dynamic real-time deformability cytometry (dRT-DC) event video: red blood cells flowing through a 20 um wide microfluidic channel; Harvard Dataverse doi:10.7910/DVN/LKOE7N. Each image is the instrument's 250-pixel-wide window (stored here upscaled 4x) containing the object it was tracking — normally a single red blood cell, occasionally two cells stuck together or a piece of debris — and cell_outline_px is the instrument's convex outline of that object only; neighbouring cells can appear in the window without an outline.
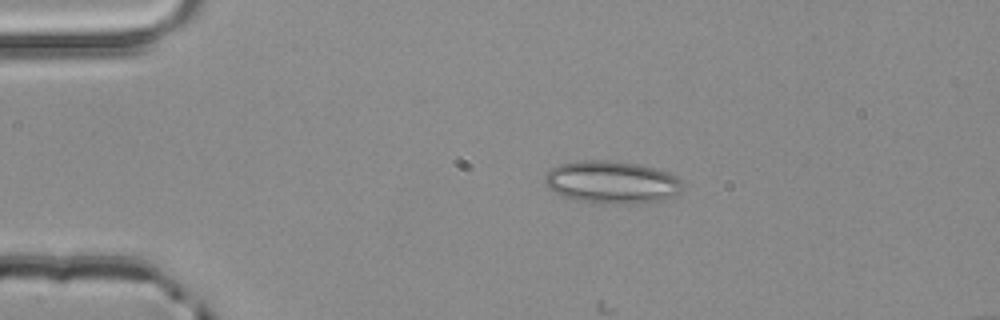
{"species": "common noctule bat (a hibernating species)", "species_latin": "Nyctalus noctula", "temperature_condition": "room temperature", "stored_images_in_passage": 3, "camera_frame_rate_fps": 3000, "um_per_image_px": 0.085, "animal": {"sex": "male", "body_mass_g": 20.4}, "frame": {"image": 1, "passage_image": 1, "time_ms": 0.0, "image_size_px": [1000, 320], "cell_outline_px": [[684, 184], [680, 192], [664, 200], [632, 204], [604, 204], [580, 200], [564, 196], [548, 188], [544, 180], [544, 176], [552, 168], [560, 164], [576, 160], [608, 160], [640, 164], [656, 168], [668, 172], [676, 176]], "centroid_in_image_um": [52.03, 15.48], "position_along_channel_um": 33.0, "area_um2": 34.39}}